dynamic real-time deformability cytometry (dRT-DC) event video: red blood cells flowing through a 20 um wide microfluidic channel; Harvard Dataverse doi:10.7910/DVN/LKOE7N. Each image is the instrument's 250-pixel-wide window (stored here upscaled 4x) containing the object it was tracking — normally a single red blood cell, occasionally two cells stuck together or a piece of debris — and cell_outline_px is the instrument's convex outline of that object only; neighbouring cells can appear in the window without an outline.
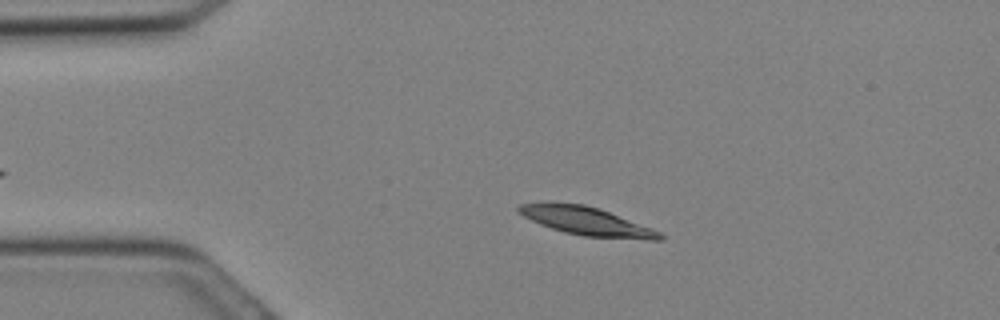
{"species": "Egyptian fruit bat (a non-hibernating species)", "species_latin": "Rousettus aegyptiacus", "temperature_condition": "cold", "stored_images_in_passage": 31, "camera_frame_rate_fps": 3000, "um_per_image_px": 0.085, "animal": {"sex": "female"}, "frame": {"image": 1, "passage_image": 6, "time_ms": 1.667, "image_size_px": [1000, 320], "cell_outline_px": [[664, 240], [648, 240], [584, 236], [564, 232], [540, 224], [516, 212], [516, 208], [520, 204], [544, 200], [552, 200], [584, 204], [608, 212], [652, 228], [660, 232], [664, 236]], "centroid_in_image_um": [49.77, 18.76], "position_along_channel_um": 35.2, "area_um2": 23.64}}
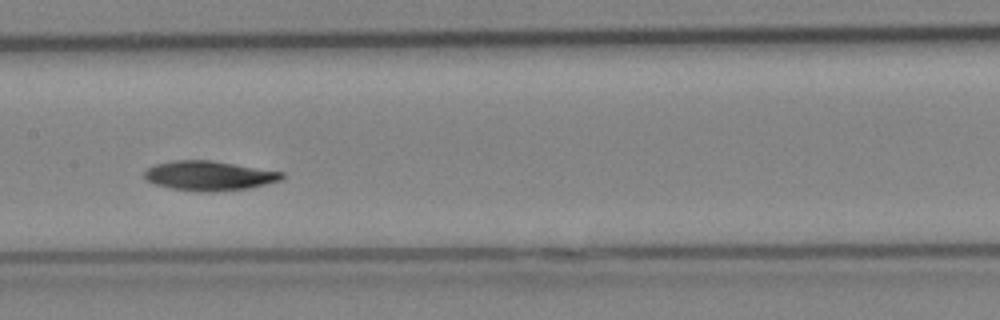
{"frame": {"image": 2, "passage_image": 15, "time_ms": 4.667, "image_size_px": [1000, 320], "cell_outline_px": [[284, 176], [280, 180], [248, 188], [212, 192], [200, 192], [172, 188], [156, 184], [148, 180], [144, 176], [144, 172], [148, 168], [156, 164], [172, 160], [212, 160], [284, 172]], "centroid_in_image_um": [17.78, 14.93], "position_along_channel_um": 189.6, "area_um2": 23.52}}
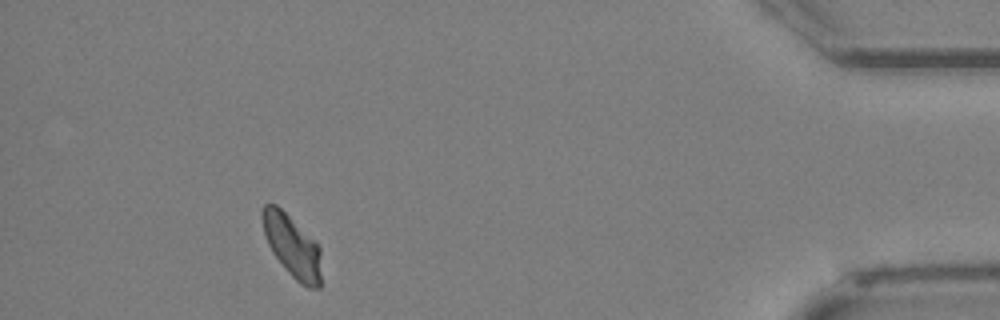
{"frame": {"image": 3, "passage_image": 28, "time_ms": 9.0, "image_size_px": [1000, 320], "cell_outline_px": [[320, 288], [308, 288], [300, 284], [288, 272], [272, 252], [268, 244], [264, 232], [260, 216], [260, 212], [264, 204], [276, 204], [320, 248]], "centroid_in_image_um": [24.79, 20.94], "position_along_channel_um": 410.4, "area_um2": 20.87}}